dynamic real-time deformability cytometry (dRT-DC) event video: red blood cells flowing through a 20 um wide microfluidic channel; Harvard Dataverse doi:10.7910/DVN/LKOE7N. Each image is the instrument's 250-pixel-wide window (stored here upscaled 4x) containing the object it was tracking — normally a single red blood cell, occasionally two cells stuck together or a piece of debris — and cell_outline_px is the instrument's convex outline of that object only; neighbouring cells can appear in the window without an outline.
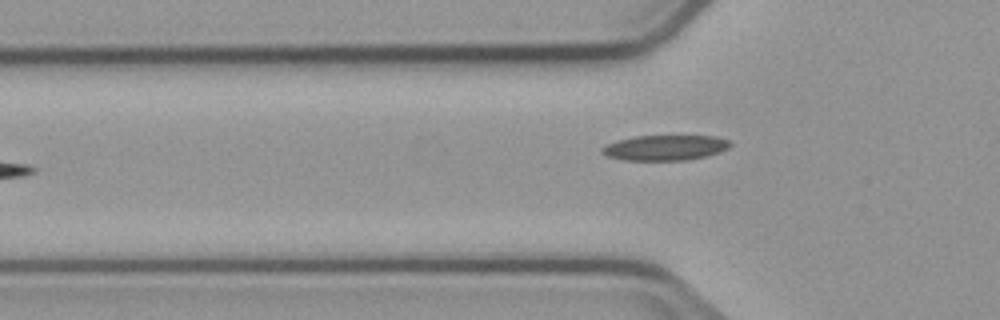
{"species": "common noctule bat (a hibernating species)", "species_latin": "Nyctalus noctula", "temperature_condition": "cold", "stored_images_in_passage": 4, "camera_frame_rate_fps": 3000, "um_per_image_px": 0.085, "animal": {"sex": "male", "body_mass_g": 23.1, "forearm_length_mm": 52.7}, "frame": {"image": 1, "passage_image": 4, "time_ms": 3.667, "image_size_px": [1000, 320], "cell_outline_px": [[732, 144], [728, 148], [704, 156], [688, 160], [624, 160], [608, 156], [600, 152], [600, 148], [616, 140], [636, 136], [716, 136], [728, 140]], "centroid_in_image_um": [56.49, 12.55], "position_along_channel_um": 69.3, "area_um2": 18.73}}